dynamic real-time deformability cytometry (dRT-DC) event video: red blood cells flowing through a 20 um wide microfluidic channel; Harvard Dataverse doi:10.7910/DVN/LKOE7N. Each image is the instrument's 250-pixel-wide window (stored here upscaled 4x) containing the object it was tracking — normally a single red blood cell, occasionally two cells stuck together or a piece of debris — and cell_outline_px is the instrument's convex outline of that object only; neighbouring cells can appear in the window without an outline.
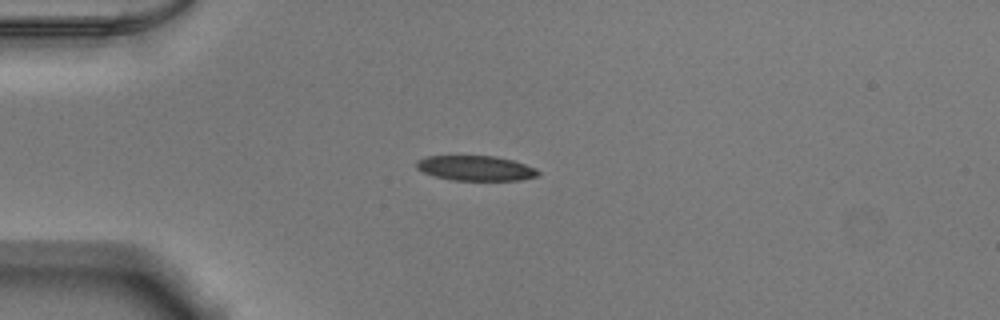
{"species": "Egyptian fruit bat (a non-hibernating species)", "species_latin": "Rousettus aegyptiacus", "temperature_condition": "warm", "stored_images_in_passage": 40, "camera_frame_rate_fps": 3000, "um_per_image_px": 0.085, "animal": {"sex": "male"}, "frame": {"image": 1, "passage_image": 1, "time_ms": 0.0, "image_size_px": [1000, 320], "cell_outline_px": [[540, 172], [536, 176], [520, 180], [452, 180], [436, 176], [424, 172], [416, 168], [416, 160], [424, 156], [496, 156], [512, 160], [536, 168]], "centroid_in_image_um": [40.41, 14.29], "position_along_channel_um": 44.6, "area_um2": 17.63}}
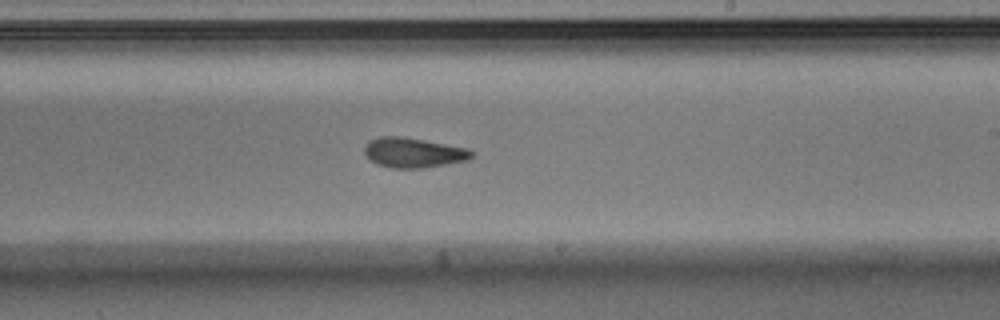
{"frame": {"image": 2, "passage_image": 19, "time_ms": 6.0, "image_size_px": [1000, 320], "cell_outline_px": [[472, 156], [468, 160], [424, 168], [392, 168], [376, 164], [364, 152], [364, 148], [368, 140], [380, 136], [400, 136], [468, 148], [472, 152]], "centroid_in_image_um": [35.12, 12.97], "position_along_channel_um": 253.9, "area_um2": 18.55}}
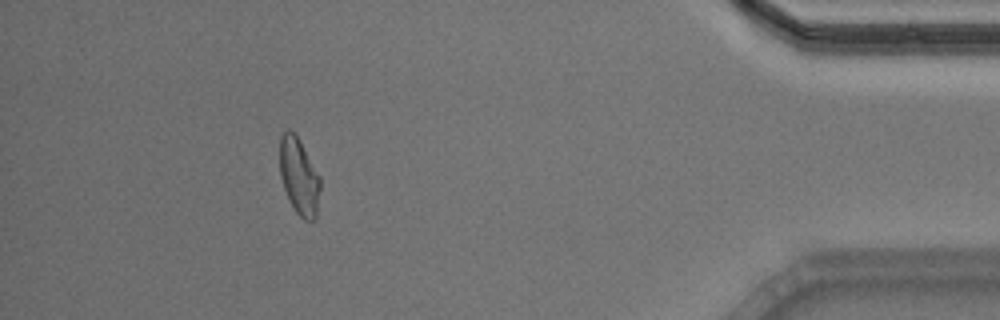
{"frame": {"image": 3, "passage_image": 35, "time_ms": 11.333, "image_size_px": [1000, 320], "cell_outline_px": [[320, 188], [316, 220], [304, 220], [296, 212], [284, 188], [280, 176], [280, 136], [288, 128], [296, 132], [320, 176]], "centroid_in_image_um": [25.43, 14.95], "position_along_channel_um": 409.8, "area_um2": 18.21}, "authors_computed_cell_mechanics": {"area_um2": 18.6116, "velocity_mm_per_s": 3.863, "shape_relaxation_time_tau1_ms": 4.1887, "shape_relaxation_time_tau2_ms": 3.146, "deformation_change_tau1": 0.1386, "deformation_change_tau2": 0.1027}}